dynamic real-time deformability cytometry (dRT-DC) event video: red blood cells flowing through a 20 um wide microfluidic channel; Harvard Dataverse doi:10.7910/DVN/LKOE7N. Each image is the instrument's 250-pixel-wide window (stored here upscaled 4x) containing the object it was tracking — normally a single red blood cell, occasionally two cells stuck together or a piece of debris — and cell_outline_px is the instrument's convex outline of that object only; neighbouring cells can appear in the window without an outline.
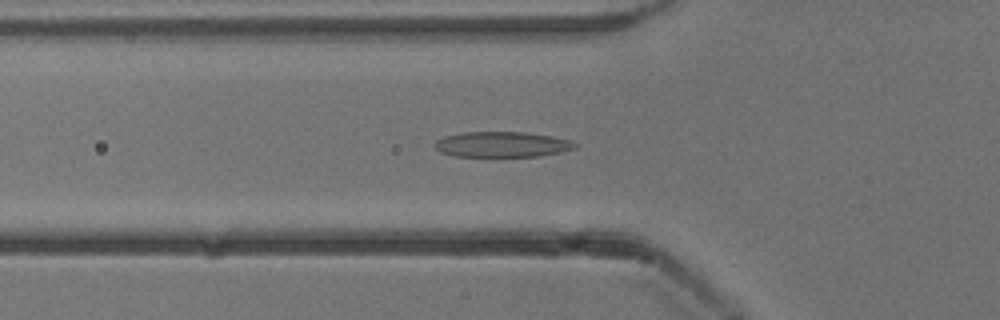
{"species": "common noctule bat (a hibernating species)", "species_latin": "Nyctalus noctula", "temperature_condition": "cold", "stored_images_in_passage": 37, "camera_frame_rate_fps": 3000, "um_per_image_px": 0.085, "animal": {"sex": "male", "body_mass_g": 13.3}, "frame": {"image": 1, "passage_image": 2, "time_ms": 0.333, "image_size_px": [1000, 320], "cell_outline_px": [[580, 144], [576, 148], [560, 152], [540, 156], [492, 160], [452, 156], [440, 152], [432, 144], [436, 140], [444, 136], [464, 132], [524, 132], [552, 136], [568, 140]], "centroid_in_image_um": [42.62, 12.34], "position_along_channel_um": 83.2, "area_um2": 22.14}}
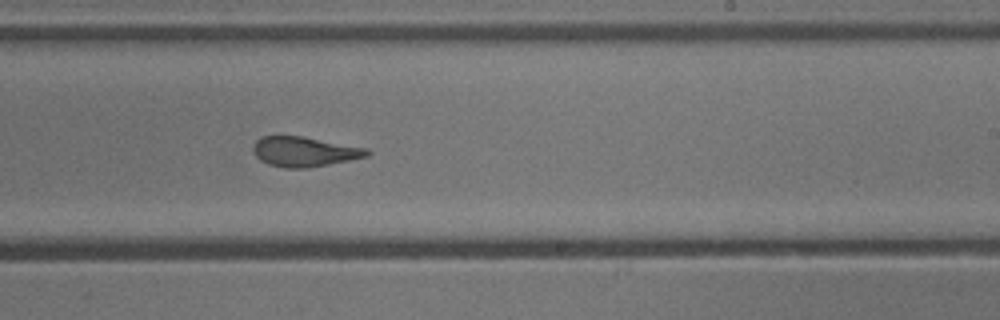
{"frame": {"image": 2, "passage_image": 16, "time_ms": 5.0, "image_size_px": [1000, 320], "cell_outline_px": [[372, 152], [368, 156], [348, 160], [304, 168], [284, 168], [268, 164], [260, 160], [252, 152], [252, 148], [256, 140], [264, 136], [304, 136], [368, 148]], "centroid_in_image_um": [25.86, 12.88], "position_along_channel_um": 263.1, "area_um2": 19.83}}
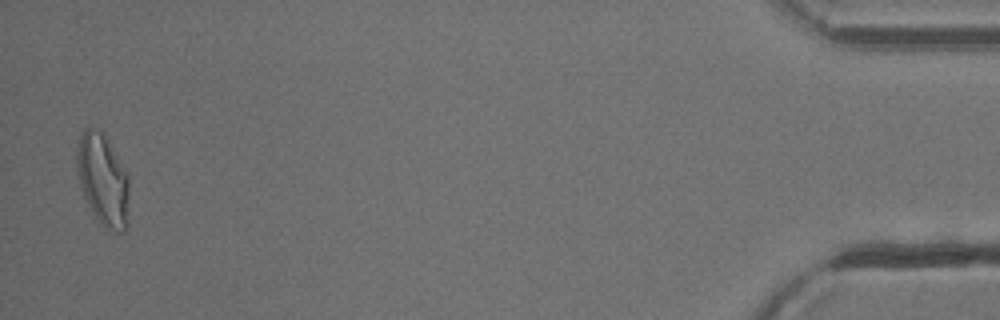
{"frame": {"image": 3, "passage_image": 36, "time_ms": 11.667, "image_size_px": [1000, 320], "cell_outline_px": [[128, 224], [124, 232], [116, 232], [108, 228], [92, 212], [80, 184], [76, 164], [76, 148], [80, 132], [84, 128], [96, 128], [104, 132], [128, 176]], "centroid_in_image_um": [8.74, 15.22], "position_along_channel_um": 426.5, "area_um2": 27.8}, "authors_computed_cell_mechanics": {"area_um2": 20.8658, "velocity_mm_per_s": 3.8316, "shape_relaxation_time_tau1_ms": 8.7451, "shape_relaxation_time_tau2_ms": 1.3638, "deformation_change_tau1": 0.2119, "deformation_change_tau2": 0.0936}}